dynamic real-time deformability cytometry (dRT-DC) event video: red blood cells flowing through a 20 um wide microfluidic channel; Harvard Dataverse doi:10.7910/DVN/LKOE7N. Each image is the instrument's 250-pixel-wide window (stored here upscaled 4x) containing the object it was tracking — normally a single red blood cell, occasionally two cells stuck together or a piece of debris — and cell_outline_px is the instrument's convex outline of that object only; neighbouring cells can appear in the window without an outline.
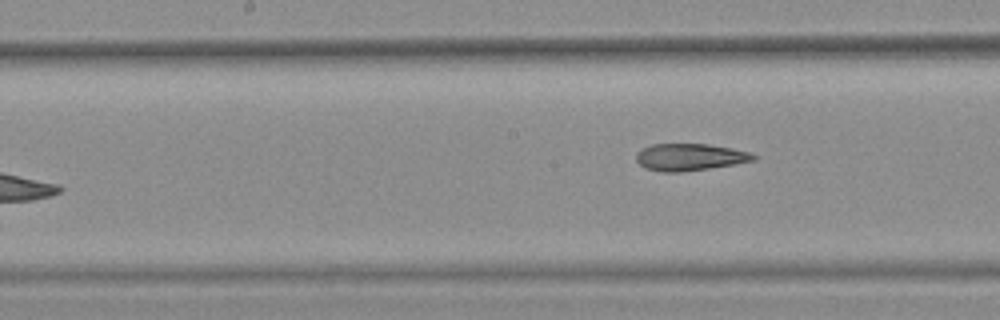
{"species": "common noctule bat (a hibernating species)", "species_latin": "Nyctalus noctula", "temperature_condition": "warm", "stored_images_in_passage": 8, "camera_frame_rate_fps": 3000, "um_per_image_px": 0.085, "animal": {"sex": "female", "body_mass_g": 25.1}, "frame": {"image": 1, "passage_image": 8, "time_ms": 2.333, "image_size_px": [1000, 320], "cell_outline_px": [[756, 160], [736, 164], [680, 172], [660, 172], [644, 168], [636, 160], [636, 152], [640, 148], [652, 144], [708, 144], [732, 148], [748, 152], [756, 156]], "centroid_in_image_um": [58.59, 13.35], "position_along_channel_um": 189.6, "area_um2": 18.55}}